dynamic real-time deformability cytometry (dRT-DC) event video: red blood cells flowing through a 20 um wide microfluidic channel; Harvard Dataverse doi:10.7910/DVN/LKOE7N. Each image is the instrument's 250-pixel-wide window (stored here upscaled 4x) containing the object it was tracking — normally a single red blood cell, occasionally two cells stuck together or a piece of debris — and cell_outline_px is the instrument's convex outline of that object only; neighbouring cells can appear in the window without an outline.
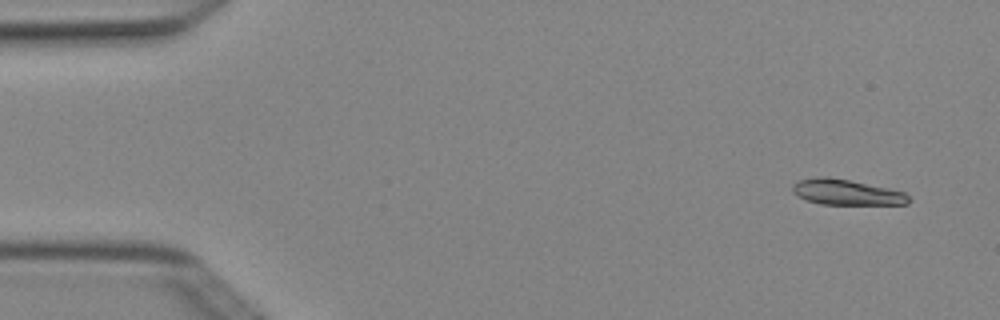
{"species": "Egyptian fruit bat (a non-hibernating species)", "species_latin": "Rousettus aegyptiacus", "temperature_condition": "cold", "stored_images_in_passage": 4, "camera_frame_rate_fps": 3000, "um_per_image_px": 0.085, "animal": {"sex": "female"}, "frame": {"image": 1, "passage_image": 1, "time_ms": 0.0, "image_size_px": [1000, 320], "cell_outline_px": [[908, 204], [820, 204], [804, 200], [792, 192], [792, 184], [796, 180], [816, 176], [828, 176], [888, 188], [904, 192], [908, 196]], "centroid_in_image_um": [71.85, 16.33], "position_along_channel_um": 13.1, "area_um2": 17.34}}
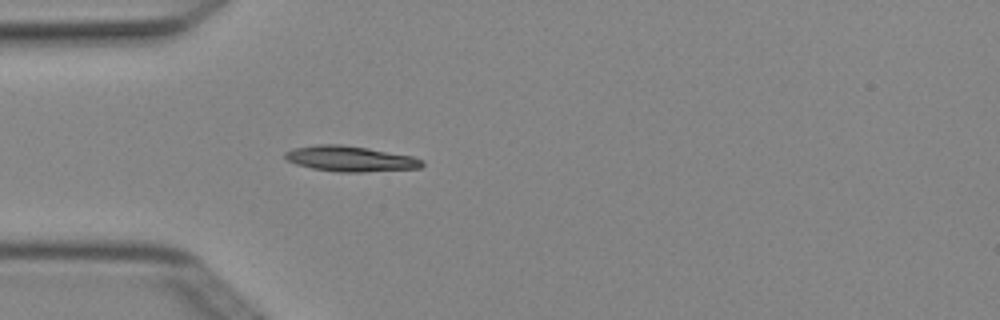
{"frame": {"image": 2, "passage_image": 4, "time_ms": 1.0, "image_size_px": [1000, 320], "cell_outline_px": [[424, 164], [420, 168], [360, 172], [336, 172], [312, 168], [296, 164], [288, 160], [284, 156], [284, 152], [292, 148], [316, 144], [340, 144], [368, 148], [412, 156], [424, 160]], "centroid_in_image_um": [29.76, 13.49], "position_along_channel_um": 55.2, "area_um2": 20.4}}